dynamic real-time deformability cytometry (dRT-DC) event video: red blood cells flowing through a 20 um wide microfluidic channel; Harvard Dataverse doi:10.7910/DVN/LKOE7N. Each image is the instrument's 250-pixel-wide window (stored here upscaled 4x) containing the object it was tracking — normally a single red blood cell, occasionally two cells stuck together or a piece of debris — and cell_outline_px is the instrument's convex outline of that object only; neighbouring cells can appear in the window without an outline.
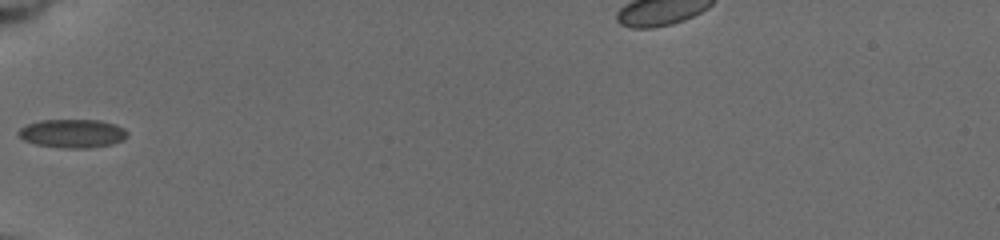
{"species": "common noctule bat (a hibernating species)", "species_latin": "Nyctalus noctula", "temperature_condition": "cold", "stored_images_in_passage": 3, "camera_frame_rate_fps": 3000, "um_per_image_px": 0.085, "animal": {"sex": "female", "body_mass_g": 19.5, "forearm_length_mm": 54.1}, "frame": {"image": 1, "passage_image": 1, "time_ms": 0.0, "image_size_px": [1000, 240], "cell_outline_px": [[128, 136], [124, 140], [112, 144], [88, 148], [64, 148], [36, 144], [24, 140], [16, 136], [16, 132], [20, 128], [28, 124], [40, 120], [100, 120], [116, 124], [124, 128], [128, 132]], "centroid_in_image_um": [6.17, 11.34], "position_along_channel_um": 78.8, "area_um2": 18.32}}
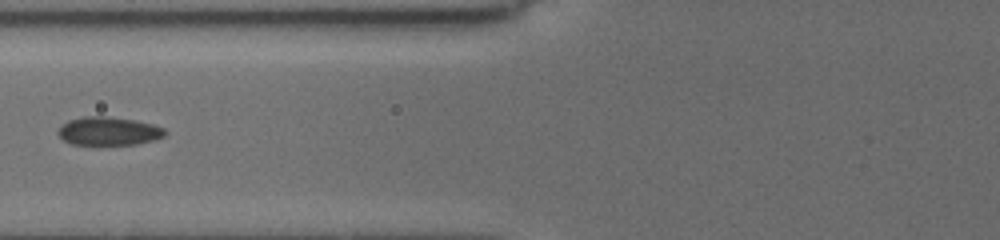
{"frame": {"image": 2, "passage_image": 2, "time_ms": 1.0, "image_size_px": [1000, 240], "cell_outline_px": [[164, 136], [156, 140], [136, 144], [100, 148], [92, 148], [72, 144], [64, 140], [56, 132], [68, 120], [84, 116], [104, 116], [136, 120], [152, 124], [164, 128]], "centroid_in_image_um": [9.2, 11.21], "position_along_channel_um": 116.6, "area_um2": 18.55}}
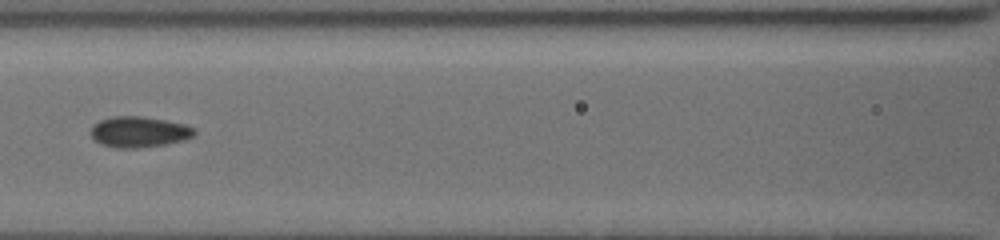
{"frame": {"image": 3, "passage_image": 3, "time_ms": 2.0, "image_size_px": [1000, 240], "cell_outline_px": [[196, 136], [184, 140], [164, 144], [136, 148], [116, 148], [104, 144], [96, 140], [88, 132], [92, 124], [100, 120], [112, 116], [144, 116], [184, 124], [196, 128]], "centroid_in_image_um": [11.82, 11.2], "position_along_channel_um": 154.8, "area_um2": 18.73}}